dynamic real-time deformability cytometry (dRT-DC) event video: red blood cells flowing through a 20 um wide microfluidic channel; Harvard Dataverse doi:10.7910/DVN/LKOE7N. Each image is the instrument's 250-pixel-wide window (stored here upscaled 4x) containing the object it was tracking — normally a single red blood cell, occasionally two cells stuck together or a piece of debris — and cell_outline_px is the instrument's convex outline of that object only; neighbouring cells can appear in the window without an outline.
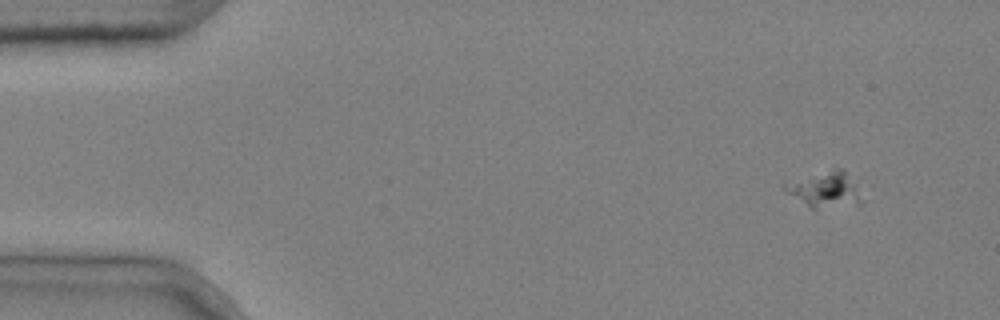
{"species": "common noctule bat (a hibernating species)", "species_latin": "Nyctalus noctula", "temperature_condition": "cold", "stored_images_in_passage": 5, "camera_frame_rate_fps": 3000, "um_per_image_px": 0.085, "animal": {"sex": "male", "body_mass_g": 20.4}, "frame": {"image": 1, "passage_image": 1, "time_ms": 0.0, "image_size_px": [1000, 320], "cell_outline_px": [[864, 200], [856, 204], [816, 208], [812, 208], [784, 192], [784, 184], [832, 168], [844, 168]], "centroid_in_image_um": [70.13, 16.1], "position_along_channel_um": 14.9, "area_um2": 15.49}}
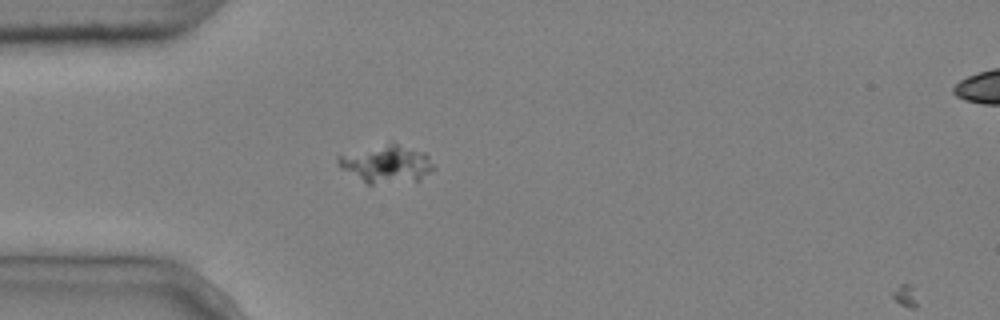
{"frame": {"image": 2, "passage_image": 4, "time_ms": 1.0, "image_size_px": [1000, 320], "cell_outline_px": [[436, 168], [420, 180], [372, 184], [368, 184], [340, 168], [336, 164], [336, 156], [388, 144], [396, 144], [424, 152], [428, 156]], "centroid_in_image_um": [32.86, 13.97], "position_along_channel_um": 52.1, "area_um2": 20.52}}